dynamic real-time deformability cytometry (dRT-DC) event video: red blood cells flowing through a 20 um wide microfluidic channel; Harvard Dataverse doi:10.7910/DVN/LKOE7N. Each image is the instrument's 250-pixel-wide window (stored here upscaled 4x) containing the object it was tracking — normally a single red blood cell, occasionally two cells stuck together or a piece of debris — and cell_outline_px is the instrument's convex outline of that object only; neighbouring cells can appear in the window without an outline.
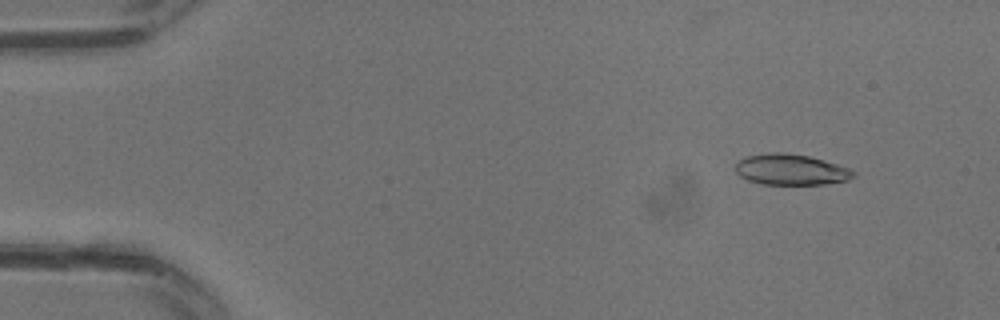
{"species": "common noctule bat (a hibernating species)", "species_latin": "Nyctalus noctula", "temperature_condition": "warm", "stored_images_in_passage": 16, "camera_frame_rate_fps": 3000, "um_per_image_px": 0.085, "animal": {"sex": "male", "body_mass_g": 13.3}, "frame": {"image": 1, "passage_image": 2, "time_ms": 0.333, "image_size_px": [1000, 320], "cell_outline_px": [[856, 176], [848, 180], [824, 184], [760, 184], [748, 180], [740, 176], [736, 172], [736, 164], [744, 156], [768, 152], [784, 152], [808, 156], [836, 164], [848, 168], [856, 172]], "centroid_in_image_um": [67.21, 14.41], "position_along_channel_um": 17.8, "area_um2": 21.21}}
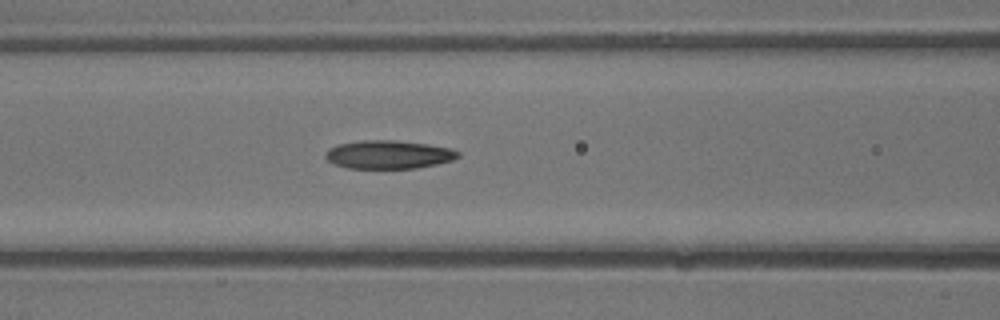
{"frame": {"image": 2, "passage_image": 12, "time_ms": 3.667, "image_size_px": [1000, 320], "cell_outline_px": [[460, 156], [452, 160], [436, 164], [416, 168], [348, 168], [332, 164], [324, 156], [324, 152], [328, 148], [336, 144], [360, 140], [396, 140], [428, 144], [452, 148], [460, 152]], "centroid_in_image_um": [32.99, 13.13], "position_along_channel_um": 133.6, "area_um2": 22.2}}
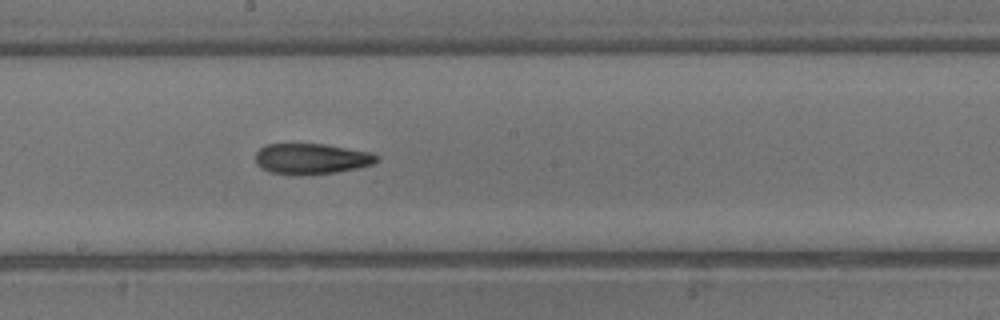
{"frame": {"image": 3, "passage_image": 16, "time_ms": 5.0, "image_size_px": [1000, 320], "cell_outline_px": [[380, 160], [372, 164], [360, 168], [336, 172], [272, 172], [260, 168], [256, 164], [256, 152], [264, 144], [324, 144], [372, 152], [380, 156]], "centroid_in_image_um": [26.53, 13.45], "position_along_channel_um": 221.7, "area_um2": 21.1}}